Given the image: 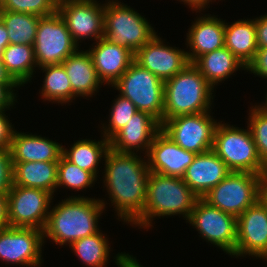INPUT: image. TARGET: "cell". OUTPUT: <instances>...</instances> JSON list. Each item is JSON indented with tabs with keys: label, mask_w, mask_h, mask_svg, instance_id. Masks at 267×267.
<instances>
[{
	"label": "cell",
	"mask_w": 267,
	"mask_h": 267,
	"mask_svg": "<svg viewBox=\"0 0 267 267\" xmlns=\"http://www.w3.org/2000/svg\"><path fill=\"white\" fill-rule=\"evenodd\" d=\"M138 153H120L109 149L105 155L104 186L119 217L130 225L144 212L147 181L150 174L147 160ZM144 159V160H143Z\"/></svg>",
	"instance_id": "1"
},
{
	"label": "cell",
	"mask_w": 267,
	"mask_h": 267,
	"mask_svg": "<svg viewBox=\"0 0 267 267\" xmlns=\"http://www.w3.org/2000/svg\"><path fill=\"white\" fill-rule=\"evenodd\" d=\"M105 210L104 200L71 196L49 210L44 240L49 238L55 244H71L99 232L98 219Z\"/></svg>",
	"instance_id": "2"
},
{
	"label": "cell",
	"mask_w": 267,
	"mask_h": 267,
	"mask_svg": "<svg viewBox=\"0 0 267 267\" xmlns=\"http://www.w3.org/2000/svg\"><path fill=\"white\" fill-rule=\"evenodd\" d=\"M197 199L196 194L182 178L150 172L144 212L132 224L149 228L152 227V220L156 216L178 214L187 220Z\"/></svg>",
	"instance_id": "3"
},
{
	"label": "cell",
	"mask_w": 267,
	"mask_h": 267,
	"mask_svg": "<svg viewBox=\"0 0 267 267\" xmlns=\"http://www.w3.org/2000/svg\"><path fill=\"white\" fill-rule=\"evenodd\" d=\"M213 90V91H212ZM214 88L198 69L189 63L164 82L163 120L176 116L210 111Z\"/></svg>",
	"instance_id": "4"
},
{
	"label": "cell",
	"mask_w": 267,
	"mask_h": 267,
	"mask_svg": "<svg viewBox=\"0 0 267 267\" xmlns=\"http://www.w3.org/2000/svg\"><path fill=\"white\" fill-rule=\"evenodd\" d=\"M212 151L222 159L231 172L267 176V168L258 156L249 128L240 129L218 123L214 132Z\"/></svg>",
	"instance_id": "5"
},
{
	"label": "cell",
	"mask_w": 267,
	"mask_h": 267,
	"mask_svg": "<svg viewBox=\"0 0 267 267\" xmlns=\"http://www.w3.org/2000/svg\"><path fill=\"white\" fill-rule=\"evenodd\" d=\"M156 32L146 18L130 6L108 1L104 6V37L134 54L150 41Z\"/></svg>",
	"instance_id": "6"
},
{
	"label": "cell",
	"mask_w": 267,
	"mask_h": 267,
	"mask_svg": "<svg viewBox=\"0 0 267 267\" xmlns=\"http://www.w3.org/2000/svg\"><path fill=\"white\" fill-rule=\"evenodd\" d=\"M130 99L138 111L146 112L160 123L164 114V82L135 61L111 86Z\"/></svg>",
	"instance_id": "7"
},
{
	"label": "cell",
	"mask_w": 267,
	"mask_h": 267,
	"mask_svg": "<svg viewBox=\"0 0 267 267\" xmlns=\"http://www.w3.org/2000/svg\"><path fill=\"white\" fill-rule=\"evenodd\" d=\"M265 178L267 176L248 172H231L203 199L221 211L238 218L259 200L260 187Z\"/></svg>",
	"instance_id": "8"
},
{
	"label": "cell",
	"mask_w": 267,
	"mask_h": 267,
	"mask_svg": "<svg viewBox=\"0 0 267 267\" xmlns=\"http://www.w3.org/2000/svg\"><path fill=\"white\" fill-rule=\"evenodd\" d=\"M78 46L65 20L58 12L40 18L34 43V55L38 67L61 64L78 50Z\"/></svg>",
	"instance_id": "9"
},
{
	"label": "cell",
	"mask_w": 267,
	"mask_h": 267,
	"mask_svg": "<svg viewBox=\"0 0 267 267\" xmlns=\"http://www.w3.org/2000/svg\"><path fill=\"white\" fill-rule=\"evenodd\" d=\"M209 113L180 115L163 120L161 131L183 149L196 154L205 153L212 150L214 132L219 123Z\"/></svg>",
	"instance_id": "10"
},
{
	"label": "cell",
	"mask_w": 267,
	"mask_h": 267,
	"mask_svg": "<svg viewBox=\"0 0 267 267\" xmlns=\"http://www.w3.org/2000/svg\"><path fill=\"white\" fill-rule=\"evenodd\" d=\"M203 239L233 255L237 240V218L198 198L189 218Z\"/></svg>",
	"instance_id": "11"
},
{
	"label": "cell",
	"mask_w": 267,
	"mask_h": 267,
	"mask_svg": "<svg viewBox=\"0 0 267 267\" xmlns=\"http://www.w3.org/2000/svg\"><path fill=\"white\" fill-rule=\"evenodd\" d=\"M53 197L43 189L13 185L7 194L9 226L44 230Z\"/></svg>",
	"instance_id": "12"
},
{
	"label": "cell",
	"mask_w": 267,
	"mask_h": 267,
	"mask_svg": "<svg viewBox=\"0 0 267 267\" xmlns=\"http://www.w3.org/2000/svg\"><path fill=\"white\" fill-rule=\"evenodd\" d=\"M43 230L11 227L0 230V260L7 264L39 267L43 262Z\"/></svg>",
	"instance_id": "13"
},
{
	"label": "cell",
	"mask_w": 267,
	"mask_h": 267,
	"mask_svg": "<svg viewBox=\"0 0 267 267\" xmlns=\"http://www.w3.org/2000/svg\"><path fill=\"white\" fill-rule=\"evenodd\" d=\"M104 6L95 0H62L58 2L57 12L65 20L73 40L79 44L81 39L97 41L104 37Z\"/></svg>",
	"instance_id": "14"
},
{
	"label": "cell",
	"mask_w": 267,
	"mask_h": 267,
	"mask_svg": "<svg viewBox=\"0 0 267 267\" xmlns=\"http://www.w3.org/2000/svg\"><path fill=\"white\" fill-rule=\"evenodd\" d=\"M267 258V210L258 200L237 218V240L233 256Z\"/></svg>",
	"instance_id": "15"
},
{
	"label": "cell",
	"mask_w": 267,
	"mask_h": 267,
	"mask_svg": "<svg viewBox=\"0 0 267 267\" xmlns=\"http://www.w3.org/2000/svg\"><path fill=\"white\" fill-rule=\"evenodd\" d=\"M176 48L165 45L163 40L155 35L135 52L134 61L165 82L190 63L187 52Z\"/></svg>",
	"instance_id": "16"
},
{
	"label": "cell",
	"mask_w": 267,
	"mask_h": 267,
	"mask_svg": "<svg viewBox=\"0 0 267 267\" xmlns=\"http://www.w3.org/2000/svg\"><path fill=\"white\" fill-rule=\"evenodd\" d=\"M160 131L161 123L156 118L146 112L136 111L126 125L109 140L110 149L130 154L146 150L147 156L153 139Z\"/></svg>",
	"instance_id": "17"
},
{
	"label": "cell",
	"mask_w": 267,
	"mask_h": 267,
	"mask_svg": "<svg viewBox=\"0 0 267 267\" xmlns=\"http://www.w3.org/2000/svg\"><path fill=\"white\" fill-rule=\"evenodd\" d=\"M196 153L187 151L160 131L147 153L150 172L182 178Z\"/></svg>",
	"instance_id": "18"
},
{
	"label": "cell",
	"mask_w": 267,
	"mask_h": 267,
	"mask_svg": "<svg viewBox=\"0 0 267 267\" xmlns=\"http://www.w3.org/2000/svg\"><path fill=\"white\" fill-rule=\"evenodd\" d=\"M88 52L93 61L99 80L113 85L134 62L135 54L105 37L97 40Z\"/></svg>",
	"instance_id": "19"
},
{
	"label": "cell",
	"mask_w": 267,
	"mask_h": 267,
	"mask_svg": "<svg viewBox=\"0 0 267 267\" xmlns=\"http://www.w3.org/2000/svg\"><path fill=\"white\" fill-rule=\"evenodd\" d=\"M230 173L222 159L210 150L196 154L182 179L198 198H203Z\"/></svg>",
	"instance_id": "20"
},
{
	"label": "cell",
	"mask_w": 267,
	"mask_h": 267,
	"mask_svg": "<svg viewBox=\"0 0 267 267\" xmlns=\"http://www.w3.org/2000/svg\"><path fill=\"white\" fill-rule=\"evenodd\" d=\"M207 16V17H206ZM187 57L193 63L199 56L225 46V21L205 15L193 23L187 33Z\"/></svg>",
	"instance_id": "21"
},
{
	"label": "cell",
	"mask_w": 267,
	"mask_h": 267,
	"mask_svg": "<svg viewBox=\"0 0 267 267\" xmlns=\"http://www.w3.org/2000/svg\"><path fill=\"white\" fill-rule=\"evenodd\" d=\"M63 145L40 135L14 131L9 147L12 162H58Z\"/></svg>",
	"instance_id": "22"
},
{
	"label": "cell",
	"mask_w": 267,
	"mask_h": 267,
	"mask_svg": "<svg viewBox=\"0 0 267 267\" xmlns=\"http://www.w3.org/2000/svg\"><path fill=\"white\" fill-rule=\"evenodd\" d=\"M71 83L74 99L77 96L92 97L100 85L96 69L88 50L79 49L61 63ZM100 84V85H99ZM99 86V87H98Z\"/></svg>",
	"instance_id": "23"
},
{
	"label": "cell",
	"mask_w": 267,
	"mask_h": 267,
	"mask_svg": "<svg viewBox=\"0 0 267 267\" xmlns=\"http://www.w3.org/2000/svg\"><path fill=\"white\" fill-rule=\"evenodd\" d=\"M13 185L43 189L52 195L57 190L58 162H12Z\"/></svg>",
	"instance_id": "24"
},
{
	"label": "cell",
	"mask_w": 267,
	"mask_h": 267,
	"mask_svg": "<svg viewBox=\"0 0 267 267\" xmlns=\"http://www.w3.org/2000/svg\"><path fill=\"white\" fill-rule=\"evenodd\" d=\"M192 64L213 88L217 83L228 79L238 68H247L225 46L199 56Z\"/></svg>",
	"instance_id": "25"
},
{
	"label": "cell",
	"mask_w": 267,
	"mask_h": 267,
	"mask_svg": "<svg viewBox=\"0 0 267 267\" xmlns=\"http://www.w3.org/2000/svg\"><path fill=\"white\" fill-rule=\"evenodd\" d=\"M225 47L247 67L258 50L255 19L225 23Z\"/></svg>",
	"instance_id": "26"
},
{
	"label": "cell",
	"mask_w": 267,
	"mask_h": 267,
	"mask_svg": "<svg viewBox=\"0 0 267 267\" xmlns=\"http://www.w3.org/2000/svg\"><path fill=\"white\" fill-rule=\"evenodd\" d=\"M2 63L7 73L19 85L23 86L33 77L34 67H38L34 46L25 44H9L2 53Z\"/></svg>",
	"instance_id": "27"
},
{
	"label": "cell",
	"mask_w": 267,
	"mask_h": 267,
	"mask_svg": "<svg viewBox=\"0 0 267 267\" xmlns=\"http://www.w3.org/2000/svg\"><path fill=\"white\" fill-rule=\"evenodd\" d=\"M103 138L98 142L90 139L79 140L69 150L62 147V155L82 170L91 172L97 178L98 164L102 160L101 158H105L110 149L109 141L105 137Z\"/></svg>",
	"instance_id": "28"
},
{
	"label": "cell",
	"mask_w": 267,
	"mask_h": 267,
	"mask_svg": "<svg viewBox=\"0 0 267 267\" xmlns=\"http://www.w3.org/2000/svg\"><path fill=\"white\" fill-rule=\"evenodd\" d=\"M0 18L7 29L10 44L34 46L41 16L13 11H0Z\"/></svg>",
	"instance_id": "29"
},
{
	"label": "cell",
	"mask_w": 267,
	"mask_h": 267,
	"mask_svg": "<svg viewBox=\"0 0 267 267\" xmlns=\"http://www.w3.org/2000/svg\"><path fill=\"white\" fill-rule=\"evenodd\" d=\"M39 68H42L43 72L45 71L43 87L40 93L42 98L61 104L72 102L74 92L63 65H44Z\"/></svg>",
	"instance_id": "30"
},
{
	"label": "cell",
	"mask_w": 267,
	"mask_h": 267,
	"mask_svg": "<svg viewBox=\"0 0 267 267\" xmlns=\"http://www.w3.org/2000/svg\"><path fill=\"white\" fill-rule=\"evenodd\" d=\"M108 239L101 230L69 245L72 251L87 267H104L109 259Z\"/></svg>",
	"instance_id": "31"
},
{
	"label": "cell",
	"mask_w": 267,
	"mask_h": 267,
	"mask_svg": "<svg viewBox=\"0 0 267 267\" xmlns=\"http://www.w3.org/2000/svg\"><path fill=\"white\" fill-rule=\"evenodd\" d=\"M57 174V188L64 186L79 191L92 186L97 181L91 172L82 170L63 155L58 161Z\"/></svg>",
	"instance_id": "32"
},
{
	"label": "cell",
	"mask_w": 267,
	"mask_h": 267,
	"mask_svg": "<svg viewBox=\"0 0 267 267\" xmlns=\"http://www.w3.org/2000/svg\"><path fill=\"white\" fill-rule=\"evenodd\" d=\"M249 128L258 156L262 164L267 168V109L261 105L252 107L249 112Z\"/></svg>",
	"instance_id": "33"
},
{
	"label": "cell",
	"mask_w": 267,
	"mask_h": 267,
	"mask_svg": "<svg viewBox=\"0 0 267 267\" xmlns=\"http://www.w3.org/2000/svg\"><path fill=\"white\" fill-rule=\"evenodd\" d=\"M136 111L138 110L133 102L119 94L112 105L108 126L102 127L103 137L109 141L126 125Z\"/></svg>",
	"instance_id": "34"
},
{
	"label": "cell",
	"mask_w": 267,
	"mask_h": 267,
	"mask_svg": "<svg viewBox=\"0 0 267 267\" xmlns=\"http://www.w3.org/2000/svg\"><path fill=\"white\" fill-rule=\"evenodd\" d=\"M57 0H1L0 11H13L34 14L36 16H50L57 12Z\"/></svg>",
	"instance_id": "35"
},
{
	"label": "cell",
	"mask_w": 267,
	"mask_h": 267,
	"mask_svg": "<svg viewBox=\"0 0 267 267\" xmlns=\"http://www.w3.org/2000/svg\"><path fill=\"white\" fill-rule=\"evenodd\" d=\"M13 186V163L9 148H0V194H8Z\"/></svg>",
	"instance_id": "36"
},
{
	"label": "cell",
	"mask_w": 267,
	"mask_h": 267,
	"mask_svg": "<svg viewBox=\"0 0 267 267\" xmlns=\"http://www.w3.org/2000/svg\"><path fill=\"white\" fill-rule=\"evenodd\" d=\"M16 100H9L2 108H0V148L6 149L10 147L11 140L14 134L12 123L8 120L5 110L10 109Z\"/></svg>",
	"instance_id": "37"
},
{
	"label": "cell",
	"mask_w": 267,
	"mask_h": 267,
	"mask_svg": "<svg viewBox=\"0 0 267 267\" xmlns=\"http://www.w3.org/2000/svg\"><path fill=\"white\" fill-rule=\"evenodd\" d=\"M246 70L267 79V48L257 50L254 60L247 66Z\"/></svg>",
	"instance_id": "38"
},
{
	"label": "cell",
	"mask_w": 267,
	"mask_h": 267,
	"mask_svg": "<svg viewBox=\"0 0 267 267\" xmlns=\"http://www.w3.org/2000/svg\"><path fill=\"white\" fill-rule=\"evenodd\" d=\"M20 87L7 73L2 60L0 59V92L8 99V100H17L16 94L13 92L15 89L13 88ZM15 94V95H14Z\"/></svg>",
	"instance_id": "39"
},
{
	"label": "cell",
	"mask_w": 267,
	"mask_h": 267,
	"mask_svg": "<svg viewBox=\"0 0 267 267\" xmlns=\"http://www.w3.org/2000/svg\"><path fill=\"white\" fill-rule=\"evenodd\" d=\"M257 45L259 48H267V14L255 18Z\"/></svg>",
	"instance_id": "40"
},
{
	"label": "cell",
	"mask_w": 267,
	"mask_h": 267,
	"mask_svg": "<svg viewBox=\"0 0 267 267\" xmlns=\"http://www.w3.org/2000/svg\"><path fill=\"white\" fill-rule=\"evenodd\" d=\"M116 257V265L118 267H143L139 264L135 257L129 255L128 253H118Z\"/></svg>",
	"instance_id": "41"
},
{
	"label": "cell",
	"mask_w": 267,
	"mask_h": 267,
	"mask_svg": "<svg viewBox=\"0 0 267 267\" xmlns=\"http://www.w3.org/2000/svg\"><path fill=\"white\" fill-rule=\"evenodd\" d=\"M9 226L7 194H0V230Z\"/></svg>",
	"instance_id": "42"
},
{
	"label": "cell",
	"mask_w": 267,
	"mask_h": 267,
	"mask_svg": "<svg viewBox=\"0 0 267 267\" xmlns=\"http://www.w3.org/2000/svg\"><path fill=\"white\" fill-rule=\"evenodd\" d=\"M10 44L8 32L5 27V24L0 18V59L2 58V53L4 49Z\"/></svg>",
	"instance_id": "43"
},
{
	"label": "cell",
	"mask_w": 267,
	"mask_h": 267,
	"mask_svg": "<svg viewBox=\"0 0 267 267\" xmlns=\"http://www.w3.org/2000/svg\"><path fill=\"white\" fill-rule=\"evenodd\" d=\"M179 1L184 2V4H187L189 8L191 7L195 11L199 10V12L203 9L205 10V7L207 8L208 3H210V1L212 2V0H179Z\"/></svg>",
	"instance_id": "44"
},
{
	"label": "cell",
	"mask_w": 267,
	"mask_h": 267,
	"mask_svg": "<svg viewBox=\"0 0 267 267\" xmlns=\"http://www.w3.org/2000/svg\"><path fill=\"white\" fill-rule=\"evenodd\" d=\"M259 200L267 210V178L263 181L259 191Z\"/></svg>",
	"instance_id": "45"
},
{
	"label": "cell",
	"mask_w": 267,
	"mask_h": 267,
	"mask_svg": "<svg viewBox=\"0 0 267 267\" xmlns=\"http://www.w3.org/2000/svg\"><path fill=\"white\" fill-rule=\"evenodd\" d=\"M9 100L0 92V108H2Z\"/></svg>",
	"instance_id": "46"
},
{
	"label": "cell",
	"mask_w": 267,
	"mask_h": 267,
	"mask_svg": "<svg viewBox=\"0 0 267 267\" xmlns=\"http://www.w3.org/2000/svg\"><path fill=\"white\" fill-rule=\"evenodd\" d=\"M262 106L267 109V95H266V103L265 104L263 103Z\"/></svg>",
	"instance_id": "47"
}]
</instances>
